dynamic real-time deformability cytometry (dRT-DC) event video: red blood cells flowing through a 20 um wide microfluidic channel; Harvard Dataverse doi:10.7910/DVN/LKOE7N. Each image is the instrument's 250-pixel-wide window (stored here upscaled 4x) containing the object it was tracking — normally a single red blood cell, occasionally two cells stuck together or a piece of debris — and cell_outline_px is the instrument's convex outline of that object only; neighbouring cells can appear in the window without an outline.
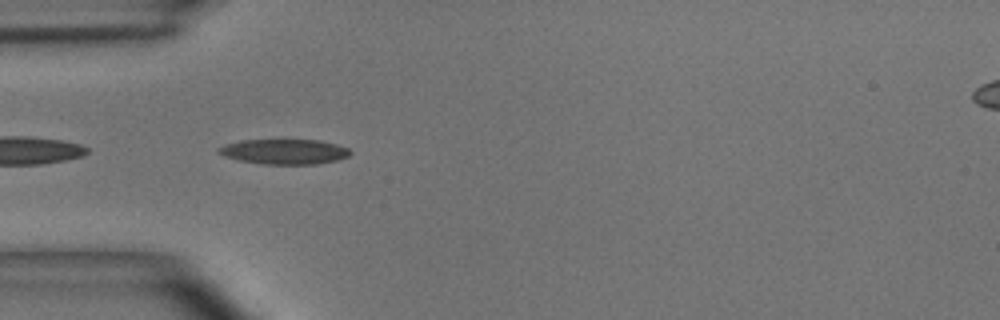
{"species": "common noctule bat (a hibernating species)", "species_latin": "Nyctalus noctula", "temperature_condition": "room temperature", "stored_images_in_passage": 5, "camera_frame_rate_fps": 3000, "um_per_image_px": 0.085, "animal": {"sex": "male", "body_mass_g": 15.6}, "frame": {"image": 1, "passage_image": 5, "time_ms": 1.333, "image_size_px": [1000, 320], "cell_outline_px": [[352, 152], [348, 156], [336, 160], [316, 164], [260, 164], [240, 160], [224, 156], [216, 152], [216, 148], [224, 144], [240, 140], [316, 140], [336, 144], [348, 148]], "centroid_in_image_um": [24.11, 12.89], "position_along_channel_um": 60.9, "area_um2": 19.25}}